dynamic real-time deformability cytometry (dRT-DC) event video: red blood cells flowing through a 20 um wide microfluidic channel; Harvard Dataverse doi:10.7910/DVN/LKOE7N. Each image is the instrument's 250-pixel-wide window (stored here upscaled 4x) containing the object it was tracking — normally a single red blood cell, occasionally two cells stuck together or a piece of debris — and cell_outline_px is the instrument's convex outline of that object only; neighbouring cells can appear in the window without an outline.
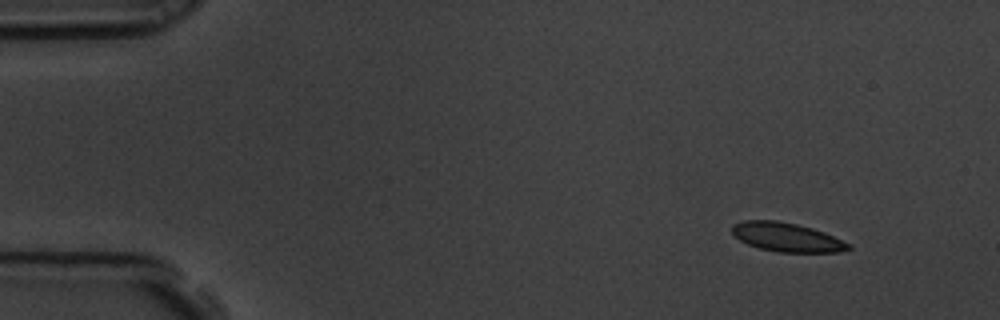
{"species": "common noctule bat (a hibernating species)", "species_latin": "Nyctalus noctula", "temperature_condition": "room temperature", "stored_images_in_passage": 12, "camera_frame_rate_fps": 3000, "um_per_image_px": 0.085, "animal": {"sex": "male", "body_mass_g": 19.5, "forearm_length_mm": 54.6}, "frame": {"image": 1, "passage_image": 1, "time_ms": 0.0, "image_size_px": [1000, 320], "cell_outline_px": [[852, 248], [840, 252], [780, 252], [760, 248], [748, 244], [740, 240], [732, 232], [732, 224], [744, 220], [776, 220], [796, 224], [812, 228], [824, 232], [848, 244]], "centroid_in_image_um": [66.84, 20.15], "position_along_channel_um": 18.2, "area_um2": 19.36}}
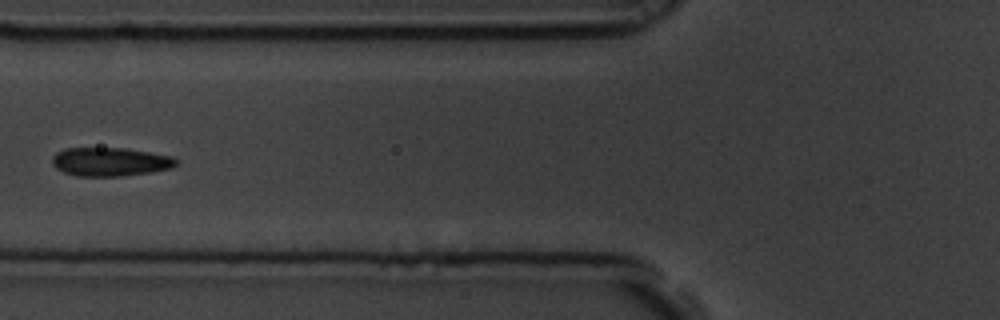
{"frame": {"image": 2, "passage_image": 5, "time_ms": 1.333, "image_size_px": [1000, 320], "cell_outline_px": [[176, 164], [172, 168], [152, 172], [120, 176], [76, 176], [64, 172], [56, 168], [52, 164], [52, 156], [56, 152], [64, 148], [124, 148], [172, 156], [176, 160]], "centroid_in_image_um": [9.33, 13.75], "position_along_channel_um": 116.5, "area_um2": 20.69}}
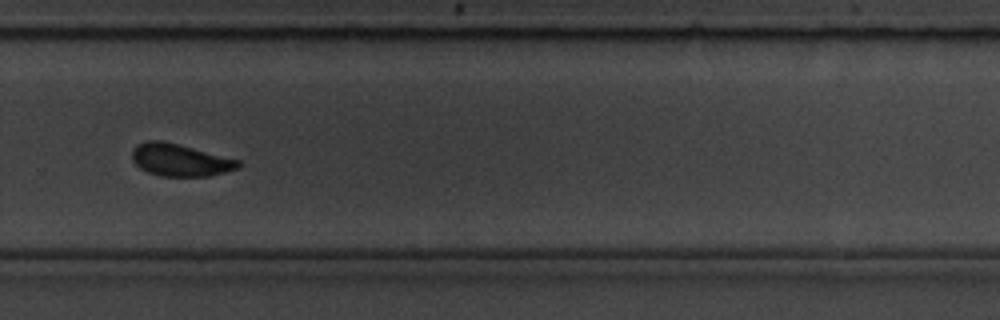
{"frame": {"image": 3, "passage_image": 10, "time_ms": 3.0, "image_size_px": [1000, 320], "cell_outline_px": [[240, 168], [208, 176], [160, 176], [148, 172], [140, 168], [132, 160], [132, 148], [136, 144], [148, 140], [160, 140], [240, 160]], "centroid_in_image_um": [15.27, 13.6], "position_along_channel_um": 314.5, "area_um2": 19.83}}